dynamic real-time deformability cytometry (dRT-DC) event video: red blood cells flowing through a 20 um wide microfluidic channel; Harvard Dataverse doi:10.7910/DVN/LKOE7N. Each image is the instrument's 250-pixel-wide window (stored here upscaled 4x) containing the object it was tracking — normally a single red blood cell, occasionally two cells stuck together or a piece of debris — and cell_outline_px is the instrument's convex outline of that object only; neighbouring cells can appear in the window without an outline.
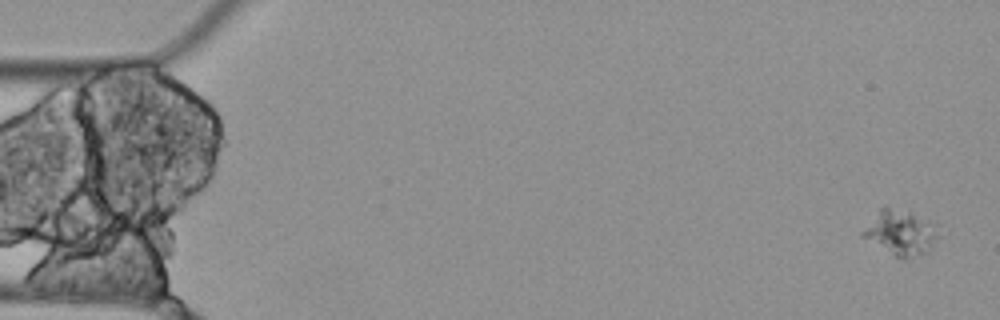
{"species": "Egyptian fruit bat (a non-hibernating species)", "species_latin": "Rousettus aegyptiacus", "temperature_condition": "cold", "stored_images_in_passage": 4, "segment_of_instrument_passage": [2, 2], "camera_frame_rate_fps": 3000, "um_per_image_px": 0.085, "animal": {"sex": "female"}, "frame": {"image": 1, "passage_image": 4, "time_ms": 1.0, "image_size_px": [1000, 320], "cell_outline_px": [[940, 236], [928, 252], [904, 260], [900, 260], [860, 236], [860, 232], [880, 208], [884, 204], [912, 212], [940, 224]], "centroid_in_image_um": [76.6, 19.76], "position_along_channel_um": 8.4, "area_um2": 20.81}}